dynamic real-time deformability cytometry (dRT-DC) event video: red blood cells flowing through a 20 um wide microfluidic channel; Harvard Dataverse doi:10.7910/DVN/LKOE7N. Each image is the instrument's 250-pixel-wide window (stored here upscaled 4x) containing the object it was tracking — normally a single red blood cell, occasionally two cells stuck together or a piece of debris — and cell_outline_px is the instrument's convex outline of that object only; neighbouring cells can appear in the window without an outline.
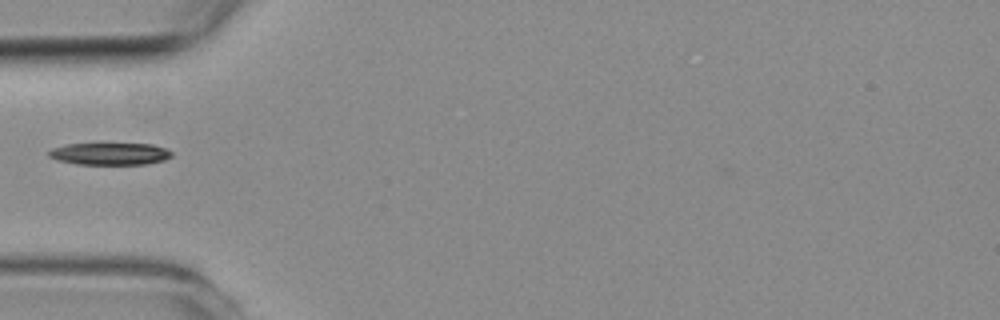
{"species": "common noctule bat (a hibernating species)", "species_latin": "Nyctalus noctula", "temperature_condition": "room temperature", "stored_images_in_passage": 1, "camera_frame_rate_fps": 3000, "um_per_image_px": 0.085, "animal": {"sex": "female", "body_mass_g": 19.3, "forearm_length_mm": 54.1}, "frame": {"image": 1, "passage_image": 1, "time_ms": 0.0, "image_size_px": [1000, 320], "cell_outline_px": [[172, 156], [164, 160], [148, 164], [76, 164], [56, 160], [48, 156], [48, 152], [52, 148], [68, 144], [152, 144], [164, 148], [172, 152]], "centroid_in_image_um": [9.33, 13.08], "position_along_channel_um": 75.7, "area_um2": 15.78}}